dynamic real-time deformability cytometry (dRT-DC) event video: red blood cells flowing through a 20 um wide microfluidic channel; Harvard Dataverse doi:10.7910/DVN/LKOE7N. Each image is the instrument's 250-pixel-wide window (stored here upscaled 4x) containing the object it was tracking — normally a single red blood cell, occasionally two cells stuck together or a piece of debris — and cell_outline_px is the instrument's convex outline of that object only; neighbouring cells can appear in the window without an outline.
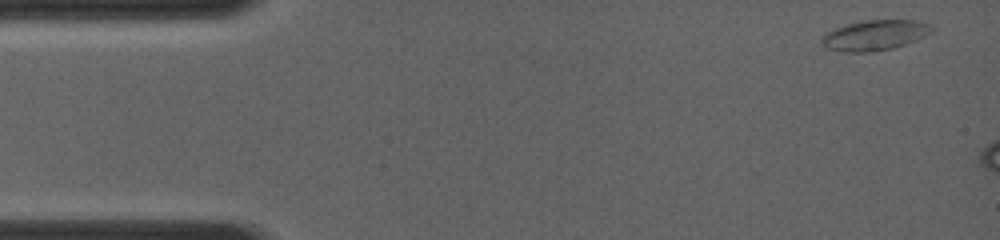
{"species": "common noctule bat (a hibernating species)", "species_latin": "Nyctalus noctula", "temperature_condition": "room temperature", "stored_images_in_passage": 5, "camera_frame_rate_fps": 4000, "um_per_image_px": 0.085, "animal": {"sex": "female", "body_mass_g": 19.0, "forearm_length_mm": 56.7}, "frame": {"image": 1, "passage_image": 1, "time_ms": 0.0, "image_size_px": [1000, 240], "cell_outline_px": [[936, 28], [932, 32], [916, 40], [892, 48], [872, 52], [844, 52], [828, 48], [820, 44], [820, 40], [824, 32], [848, 24], [864, 20], [920, 20], [932, 24]], "centroid_in_image_um": [74.37, 2.98], "position_along_channel_um": 10.6, "area_um2": 19.65}}